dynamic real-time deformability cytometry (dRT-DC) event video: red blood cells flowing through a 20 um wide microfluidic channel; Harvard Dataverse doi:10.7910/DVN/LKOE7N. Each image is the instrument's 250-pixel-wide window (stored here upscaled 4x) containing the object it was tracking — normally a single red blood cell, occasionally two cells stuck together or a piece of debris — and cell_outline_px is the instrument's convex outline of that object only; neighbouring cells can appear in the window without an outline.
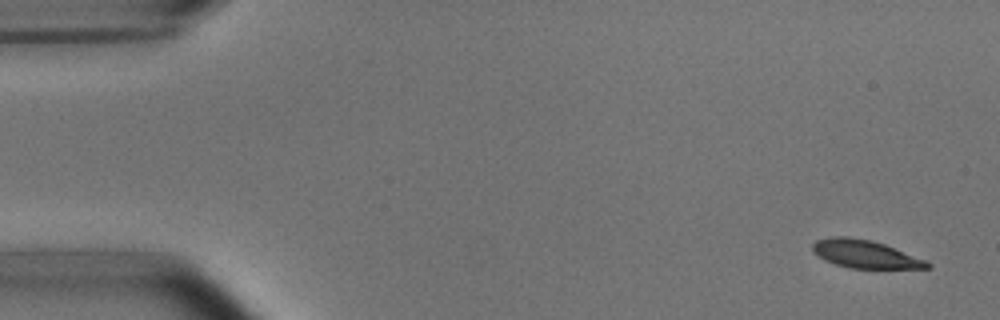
{"species": "common noctule bat (a hibernating species)", "species_latin": "Nyctalus noctula", "temperature_condition": "room temperature", "stored_images_in_passage": 8, "camera_frame_rate_fps": 3000, "um_per_image_px": 0.085, "animal": {"sex": "male", "body_mass_g": 15.6}, "frame": {"image": 1, "passage_image": 1, "time_ms": 0.0, "image_size_px": [1000, 320], "cell_outline_px": [[932, 268], [848, 268], [824, 260], [816, 256], [812, 252], [812, 244], [816, 240], [832, 236], [848, 236], [872, 240], [884, 244], [924, 260], [932, 264]], "centroid_in_image_um": [73.46, 21.59], "position_along_channel_um": 11.5, "area_um2": 18.67}}
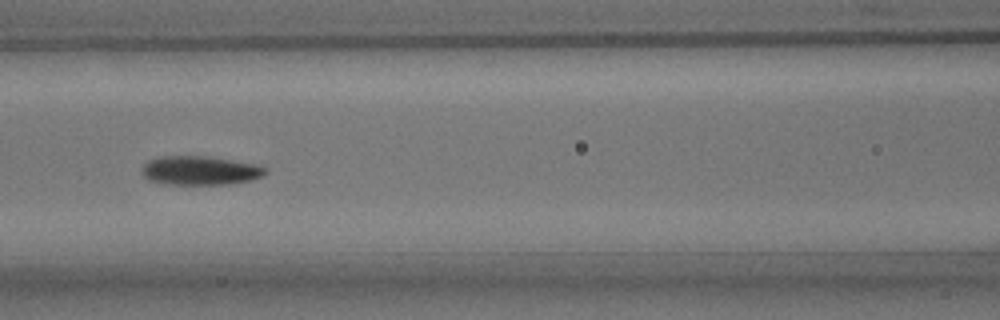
{"frame": {"image": 2, "passage_image": 7, "time_ms": 7.0, "image_size_px": [1000, 320], "cell_outline_px": [[268, 172], [264, 176], [252, 180], [228, 184], [160, 184], [148, 180], [140, 172], [144, 164], [148, 160], [160, 156], [208, 156], [256, 164], [268, 168]], "centroid_in_image_um": [17.01, 14.49], "position_along_channel_um": 149.6, "area_um2": 21.15}}
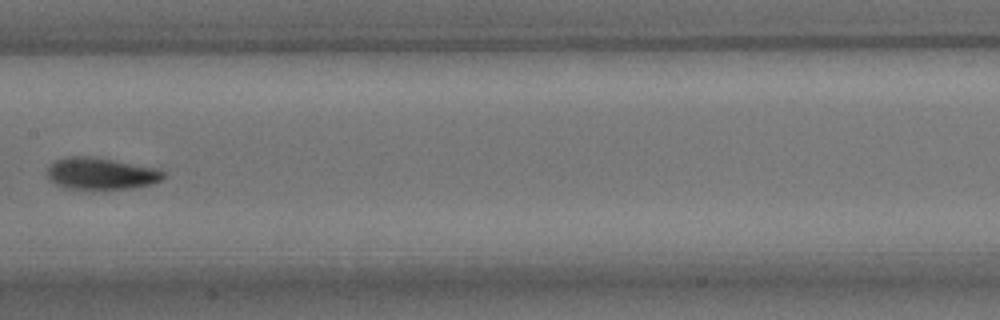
{"frame": {"image": 3, "passage_image": 8, "time_ms": 8.333, "image_size_px": [1000, 320], "cell_outline_px": [[164, 176], [160, 180], [152, 184], [132, 188], [64, 188], [56, 184], [48, 176], [48, 168], [56, 160], [68, 156], [88, 156], [160, 168], [164, 172]], "centroid_in_image_um": [8.62, 14.74], "position_along_channel_um": 198.8, "area_um2": 21.15}}